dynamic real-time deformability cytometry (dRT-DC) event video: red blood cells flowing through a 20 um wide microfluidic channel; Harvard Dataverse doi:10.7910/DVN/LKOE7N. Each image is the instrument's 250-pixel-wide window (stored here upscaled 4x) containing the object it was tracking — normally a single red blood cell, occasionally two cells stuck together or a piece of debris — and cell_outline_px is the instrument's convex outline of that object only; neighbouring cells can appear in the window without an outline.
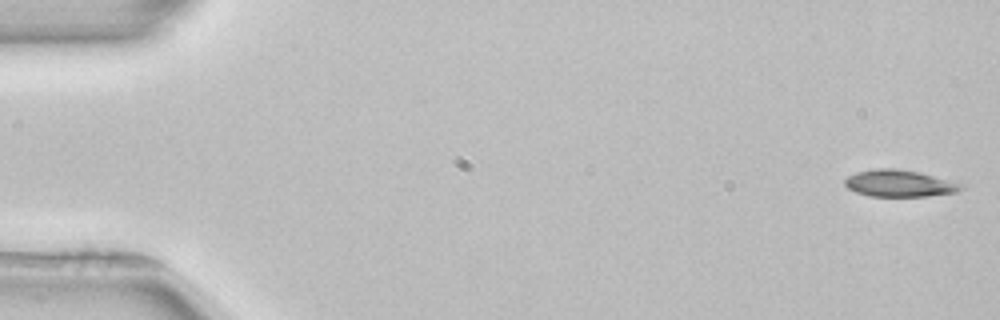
{"species": "common noctule bat (a hibernating species)", "species_latin": "Nyctalus noctula", "temperature_condition": "room temperature", "stored_images_in_passage": 53, "camera_frame_rate_fps": 3000, "um_per_image_px": 0.085, "animal": {"sex": "female", "body_mass_g": 22.7, "forearm_length_mm": 54.2}, "frame": {"image": 1, "passage_image": 1, "time_ms": 0.0, "image_size_px": [1000, 320], "cell_outline_px": [[964, 188], [956, 192], [928, 196], [868, 196], [856, 192], [848, 188], [844, 184], [844, 180], [848, 176], [856, 172], [876, 168], [896, 168], [916, 172], [964, 184]], "centroid_in_image_um": [76.41, 15.59], "position_along_channel_um": 8.6, "area_um2": 18.03}}
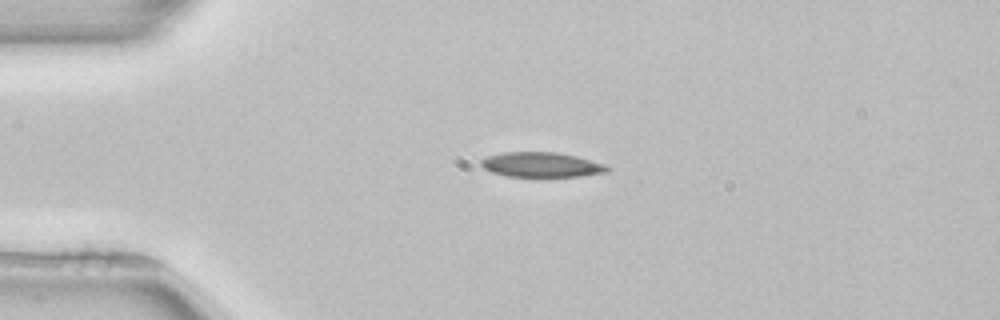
{"frame": {"image": 2, "passage_image": 12, "time_ms": 3.667, "image_size_px": [1000, 320], "cell_outline_px": [[612, 168], [608, 172], [580, 176], [544, 180], [536, 180], [508, 176], [492, 172], [484, 168], [480, 164], [480, 160], [488, 156], [504, 152], [556, 152], [576, 156], [604, 164]], "centroid_in_image_um": [46.04, 14.06], "position_along_channel_um": 39.0, "area_um2": 19.31}}
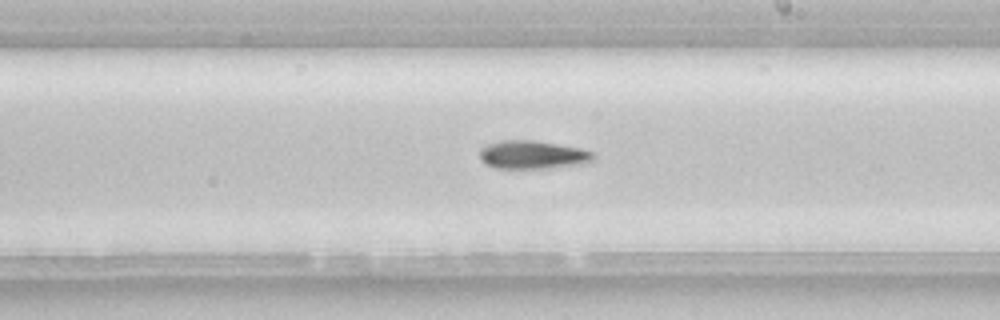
{"frame": {"image": 3, "passage_image": 30, "time_ms": 9.667, "image_size_px": [1000, 320], "cell_outline_px": [[596, 156], [592, 164], [552, 168], [496, 168], [484, 164], [480, 160], [480, 148], [488, 144], [500, 140], [532, 140], [580, 148], [592, 152]], "centroid_in_image_um": [45.32, 13.17], "position_along_channel_um": 243.7, "area_um2": 19.13}, "authors_computed_cell_mechanics": {"area_um2": 18.3804, "velocity_mm_per_s": 3.9327, "shape_relaxation_time_tau1_ms": 4.7761, "shape_relaxation_time_tau2_ms": null, "deformation_change_tau1": 0.1264, "deformation_change_tau2": null}}